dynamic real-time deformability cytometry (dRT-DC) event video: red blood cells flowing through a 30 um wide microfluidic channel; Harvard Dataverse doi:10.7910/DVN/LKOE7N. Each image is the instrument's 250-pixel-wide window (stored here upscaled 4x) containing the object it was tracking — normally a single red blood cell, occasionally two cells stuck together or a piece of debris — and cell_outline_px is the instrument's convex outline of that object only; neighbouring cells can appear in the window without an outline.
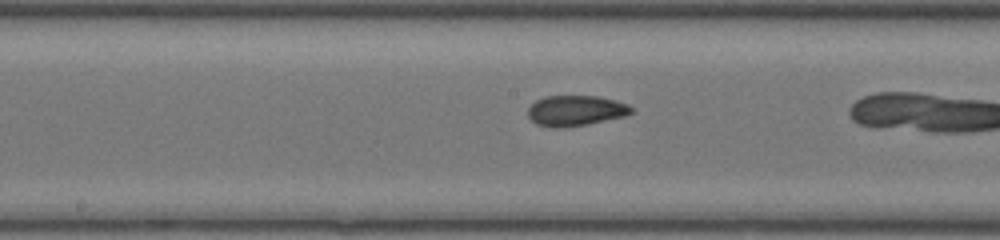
{"species": "common noctule bat (a hibernating species)", "species_latin": "Nyctalus noctula", "temperature_condition": "room temperature", "stored_images_in_passage": 22, "camera_frame_rate_fps": 3000, "um_per_image_px": 0.085, "animal": {"sex": "female", "body_mass_g": 20.0, "forearm_length_mm": 54.0}, "frame": {"image": 1, "passage_image": 10, "time_ms": 3.0, "image_size_px": [1000, 240], "cell_outline_px": [[632, 112], [624, 116], [588, 124], [568, 128], [548, 128], [536, 124], [528, 116], [528, 108], [536, 100], [544, 96], [600, 96], [616, 100], [628, 104], [632, 108]], "centroid_in_image_um": [48.9, 9.41], "position_along_channel_um": 199.3, "area_um2": 18.61}}
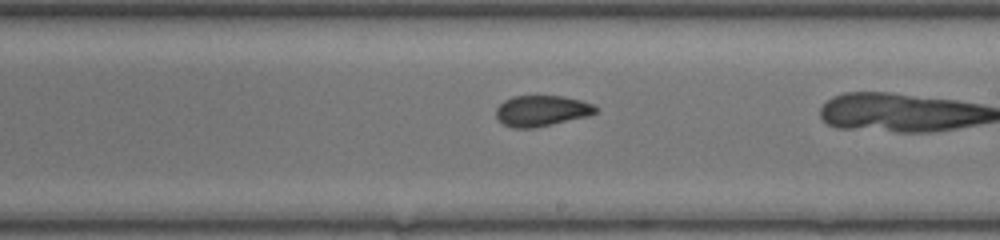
{"frame": {"image": 2, "passage_image": 13, "time_ms": 4.0, "image_size_px": [1000, 240], "cell_outline_px": [[600, 108], [596, 112], [588, 116], [552, 124], [532, 128], [512, 128], [504, 124], [496, 116], [496, 108], [504, 100], [512, 96], [564, 96], [580, 100], [592, 104]], "centroid_in_image_um": [46.04, 9.41], "position_along_channel_um": 243.0, "area_um2": 17.86}}